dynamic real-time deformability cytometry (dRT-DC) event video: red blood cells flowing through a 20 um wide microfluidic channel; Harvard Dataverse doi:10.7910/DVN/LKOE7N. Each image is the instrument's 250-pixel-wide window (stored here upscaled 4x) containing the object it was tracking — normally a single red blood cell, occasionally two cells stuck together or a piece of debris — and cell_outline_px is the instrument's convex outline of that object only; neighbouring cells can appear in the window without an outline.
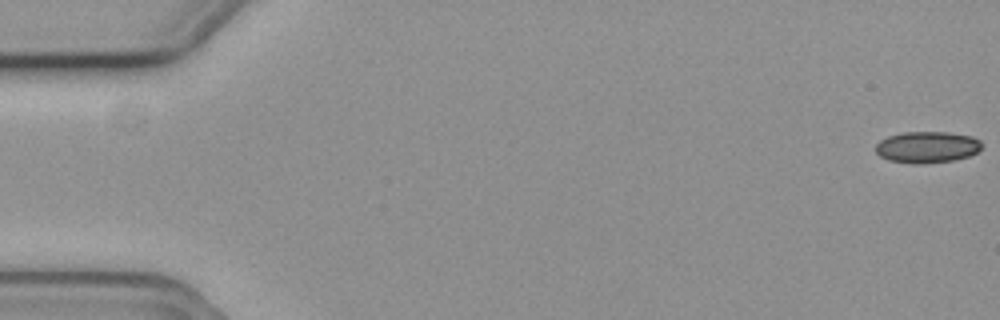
{"species": "common noctule bat (a hibernating species)", "species_latin": "Nyctalus noctula", "temperature_condition": "cold", "stored_images_in_passage": 57, "camera_frame_rate_fps": 3000, "um_per_image_px": 0.085, "animal": {"sex": "female", "body_mass_g": 19.3, "forearm_length_mm": 54.1}, "frame": {"image": 1, "passage_image": 1, "time_ms": 0.0, "image_size_px": [1000, 320], "cell_outline_px": [[984, 144], [976, 152], [968, 156], [952, 160], [924, 164], [912, 164], [888, 160], [880, 156], [876, 152], [876, 144], [880, 140], [888, 136], [904, 132], [948, 132], [972, 136], [980, 140]], "centroid_in_image_um": [78.8, 12.5], "position_along_channel_um": 6.2, "area_um2": 19.54}}
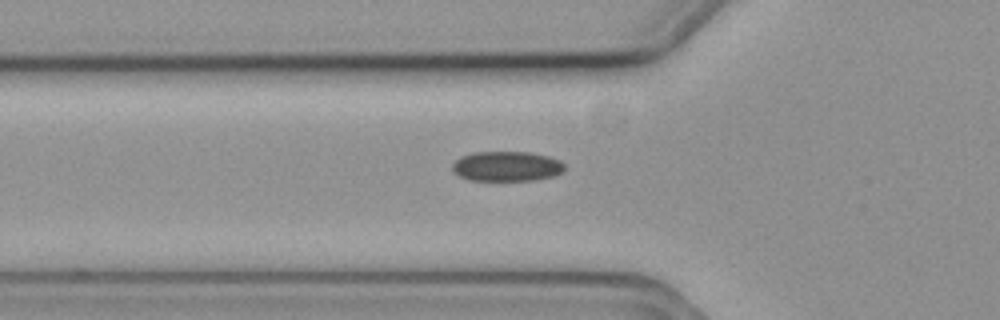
{"frame": {"image": 2, "passage_image": 20, "time_ms": 6.333, "image_size_px": [1000, 320], "cell_outline_px": [[564, 168], [560, 172], [552, 176], [532, 180], [468, 180], [452, 172], [452, 164], [460, 156], [472, 152], [528, 152], [548, 156], [560, 160], [564, 164]], "centroid_in_image_um": [43.02, 14.12], "position_along_channel_um": 82.8, "area_um2": 19.54}}
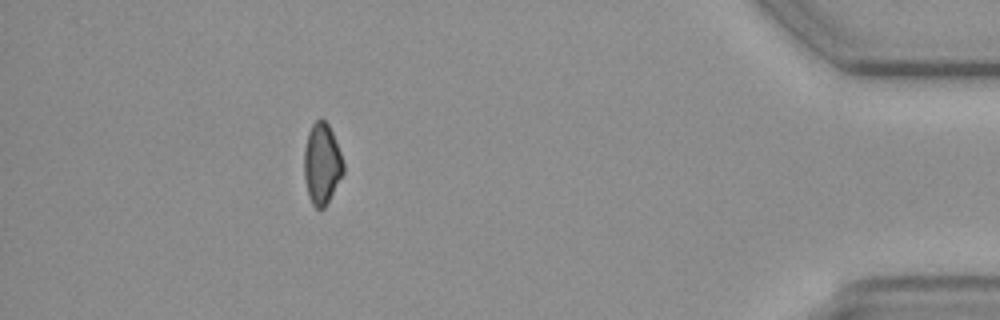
{"frame": {"image": 3, "passage_image": 51, "time_ms": 16.667, "image_size_px": [1000, 320], "cell_outline_px": [[344, 172], [324, 208], [316, 208], [312, 204], [308, 196], [304, 176], [304, 148], [308, 132], [312, 124], [320, 116], [328, 124], [332, 132], [340, 152], [344, 164]], "centroid_in_image_um": [27.34, 13.9], "position_along_channel_um": 407.9, "area_um2": 18.5}, "authors_computed_cell_mechanics": {"area_um2": 19.5942, "velocity_mm_per_s": 3.7006, "shape_relaxation_time_tau1_ms": 3.5251, "shape_relaxation_time_tau2_ms": null, "deformation_change_tau1": 0.0626, "deformation_change_tau2": null}}